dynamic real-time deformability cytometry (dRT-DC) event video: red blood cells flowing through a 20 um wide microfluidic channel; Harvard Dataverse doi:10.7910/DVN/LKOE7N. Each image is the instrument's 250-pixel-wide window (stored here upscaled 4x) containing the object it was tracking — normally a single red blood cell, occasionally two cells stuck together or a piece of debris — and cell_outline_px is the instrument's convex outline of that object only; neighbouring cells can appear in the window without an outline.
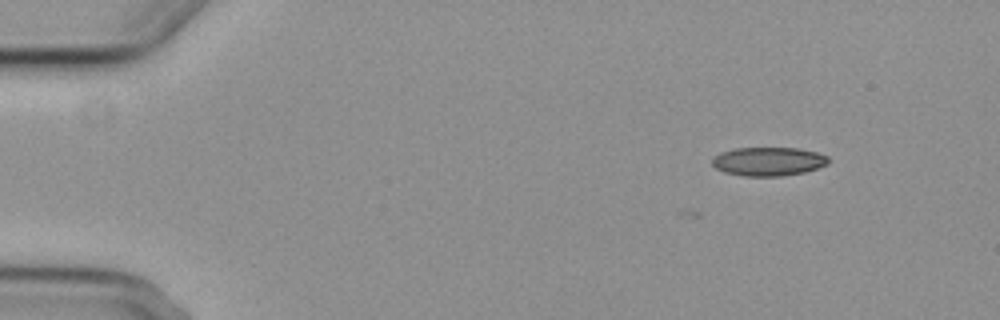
{"species": "common noctule bat (a hibernating species)", "species_latin": "Nyctalus noctula", "temperature_condition": "cold", "stored_images_in_passage": 7, "camera_frame_rate_fps": 3000, "um_per_image_px": 0.085, "animal": {"sex": "female", "body_mass_g": 29.2, "forearm_length_mm": 56.3}, "frame": {"image": 1, "passage_image": 2, "time_ms": 1.0, "image_size_px": [1000, 320], "cell_outline_px": [[828, 164], [804, 172], [780, 176], [744, 176], [724, 172], [716, 168], [712, 164], [712, 156], [720, 152], [736, 148], [796, 148], [816, 152], [828, 156]], "centroid_in_image_um": [65.27, 13.72], "position_along_channel_um": 19.7, "area_um2": 19.42}}
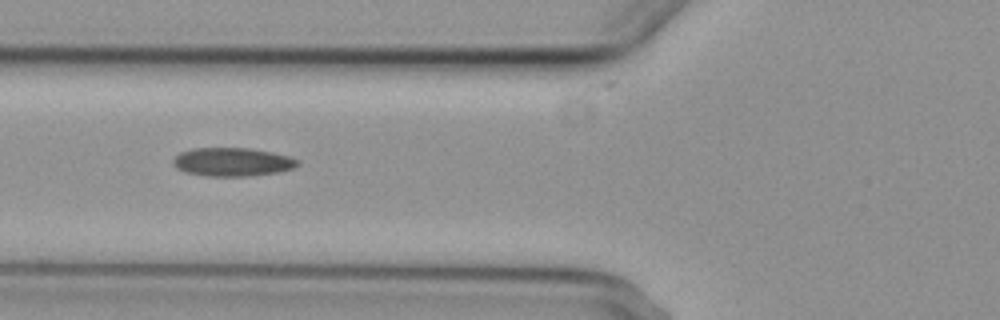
{"frame": {"image": 2, "passage_image": 6, "time_ms": 6.0, "image_size_px": [1000, 320], "cell_outline_px": [[300, 164], [296, 168], [280, 172], [252, 176], [208, 176], [184, 172], [176, 168], [172, 164], [172, 160], [180, 152], [192, 148], [248, 148], [272, 152], [288, 156], [300, 160]], "centroid_in_image_um": [19.78, 13.77], "position_along_channel_um": 106.0, "area_um2": 20.98}}
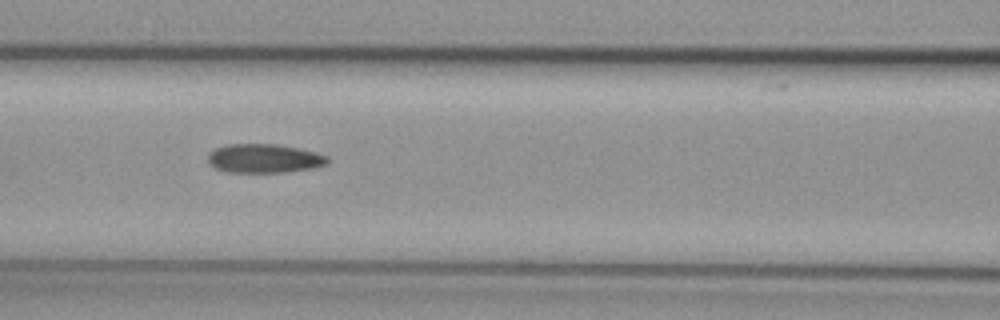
{"frame": {"image": 3, "passage_image": 7, "time_ms": 7.0, "image_size_px": [1000, 320], "cell_outline_px": [[328, 164], [316, 168], [288, 172], [224, 172], [208, 164], [208, 152], [216, 148], [228, 144], [276, 144], [316, 152], [328, 156]], "centroid_in_image_um": [22.45, 13.48], "position_along_channel_um": 144.1, "area_um2": 20.35}}